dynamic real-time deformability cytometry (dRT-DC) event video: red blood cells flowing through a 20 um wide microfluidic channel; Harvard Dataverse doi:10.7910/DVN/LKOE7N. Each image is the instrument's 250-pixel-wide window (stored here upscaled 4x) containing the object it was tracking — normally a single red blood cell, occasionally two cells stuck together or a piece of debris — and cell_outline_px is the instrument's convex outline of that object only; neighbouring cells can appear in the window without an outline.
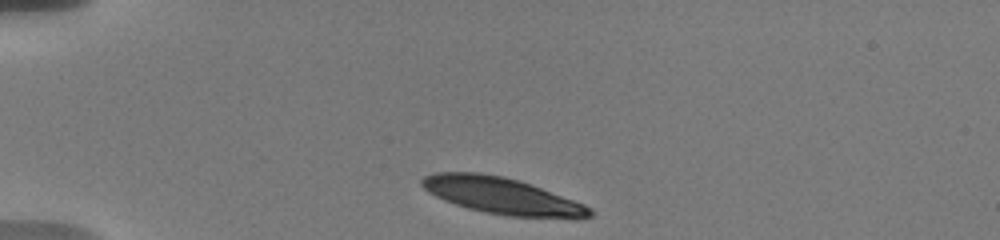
{"species": "human", "species_latin": "Homo sapiens", "temperature_condition": "warm", "stored_images_in_passage": 6, "camera_frame_rate_fps": 3000, "um_per_image_px": 0.085, "donor": {"sex": "male"}, "frame": {"image": 1, "passage_image": 1, "time_ms": 0.0, "image_size_px": [1000, 240], "cell_outline_px": [[592, 216], [576, 220], [508, 216], [484, 212], [468, 208], [444, 200], [428, 192], [420, 184], [420, 180], [424, 176], [432, 172], [480, 172], [504, 176], [540, 188], [584, 204], [592, 208]], "centroid_in_image_um": [42.68, 16.66], "position_along_channel_um": 42.3, "area_um2": 36.01}}
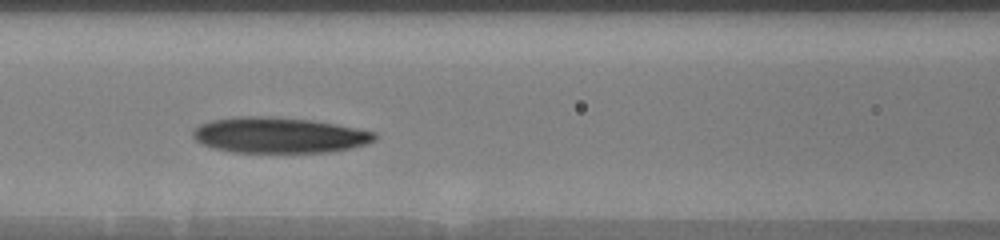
{"frame": {"image": 2, "passage_image": 5, "time_ms": 4.0, "image_size_px": [1000, 240], "cell_outline_px": [[376, 140], [368, 144], [352, 148], [328, 152], [232, 152], [216, 148], [204, 144], [196, 140], [192, 136], [192, 128], [200, 124], [212, 120], [236, 116], [276, 116], [312, 120], [336, 124], [376, 132]], "centroid_in_image_um": [23.73, 11.48], "position_along_channel_um": 142.9, "area_um2": 38.03}}
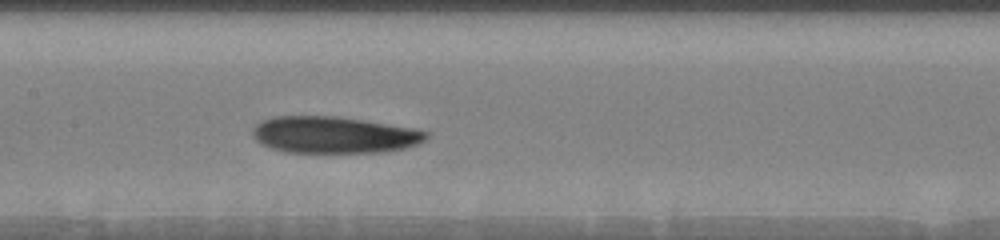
{"frame": {"image": 3, "passage_image": 6, "time_ms": 5.0, "image_size_px": [1000, 240], "cell_outline_px": [[428, 136], [424, 140], [416, 144], [404, 148], [384, 152], [284, 152], [260, 144], [252, 136], [252, 128], [260, 120], [272, 116], [340, 116], [416, 128], [428, 132]], "centroid_in_image_um": [28.35, 11.45], "position_along_channel_um": 179.0, "area_um2": 37.45}}